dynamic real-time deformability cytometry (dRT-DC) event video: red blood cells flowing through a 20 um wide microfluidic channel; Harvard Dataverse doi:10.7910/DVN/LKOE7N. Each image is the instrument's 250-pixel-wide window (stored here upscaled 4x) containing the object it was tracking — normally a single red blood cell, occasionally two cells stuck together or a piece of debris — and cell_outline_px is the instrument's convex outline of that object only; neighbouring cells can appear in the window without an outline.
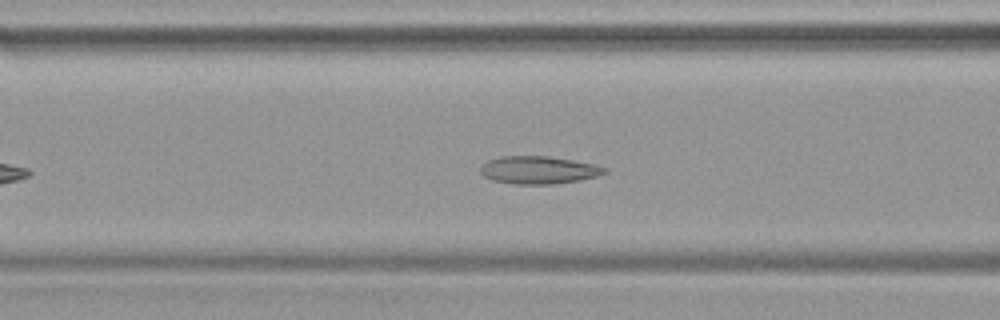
{"species": "common noctule bat (a hibernating species)", "species_latin": "Nyctalus noctula", "temperature_condition": "warm", "stored_images_in_passage": 31, "camera_frame_rate_fps": 3000, "um_per_image_px": 0.085, "animal": {"sex": "female", "body_mass_g": 19.9}, "frame": {"image": 1, "passage_image": 11, "time_ms": 3.333, "image_size_px": [1000, 320], "cell_outline_px": [[608, 172], [596, 176], [580, 180], [552, 184], [512, 184], [492, 180], [484, 176], [480, 172], [480, 168], [488, 160], [500, 156], [548, 156], [596, 164], [608, 168]], "centroid_in_image_um": [45.79, 14.45], "position_along_channel_um": 120.8, "area_um2": 20.11}}
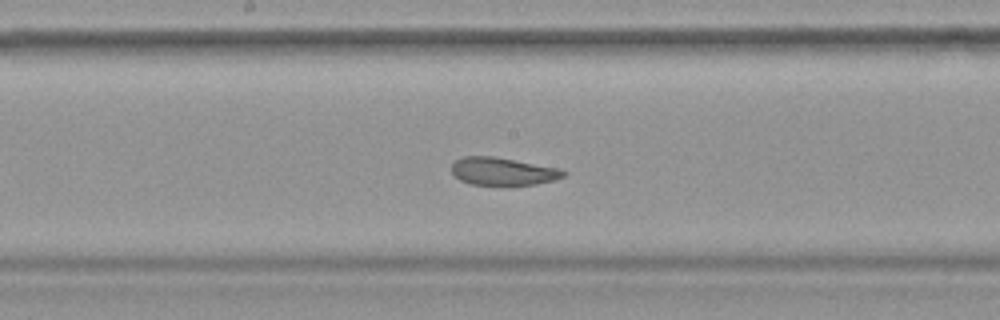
{"frame": {"image": 2, "passage_image": 17, "time_ms": 5.333, "image_size_px": [1000, 320], "cell_outline_px": [[568, 172], [564, 176], [552, 180], [536, 184], [508, 188], [504, 188], [472, 184], [460, 180], [452, 172], [452, 160], [464, 156], [496, 156], [560, 168]], "centroid_in_image_um": [42.74, 14.6], "position_along_channel_um": 205.5, "area_um2": 19.02}}
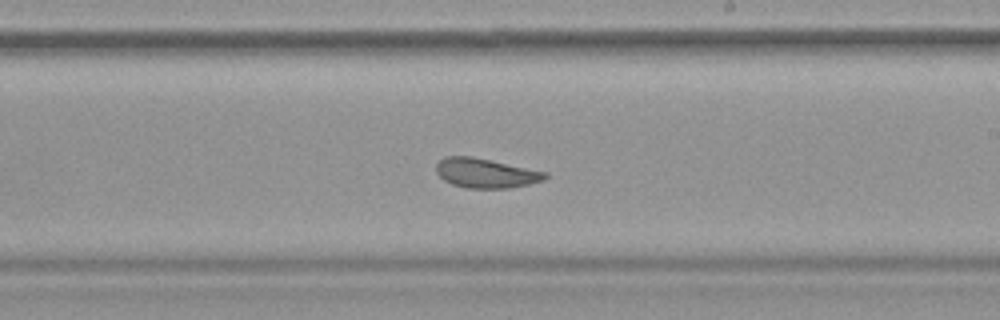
{"frame": {"image": 3, "passage_image": 20, "time_ms": 6.333, "image_size_px": [1000, 320], "cell_outline_px": [[548, 176], [544, 180], [528, 184], [508, 188], [468, 188], [452, 184], [444, 180], [436, 172], [436, 164], [444, 156], [472, 156], [548, 172]], "centroid_in_image_um": [41.29, 14.71], "position_along_channel_um": 247.7, "area_um2": 18.73}}